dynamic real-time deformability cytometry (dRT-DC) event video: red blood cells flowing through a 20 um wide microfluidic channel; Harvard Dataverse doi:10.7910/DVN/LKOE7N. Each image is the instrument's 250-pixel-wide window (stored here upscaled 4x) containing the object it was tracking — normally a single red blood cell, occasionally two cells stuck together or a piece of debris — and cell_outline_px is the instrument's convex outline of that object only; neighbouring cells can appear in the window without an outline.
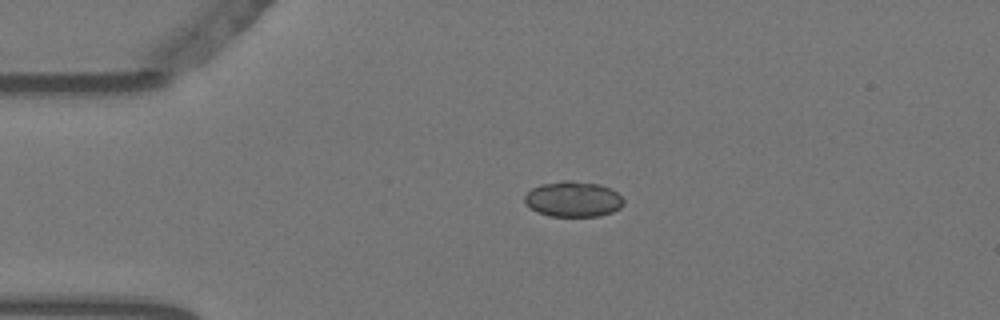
{"species": "Egyptian fruit bat (a non-hibernating species)", "species_latin": "Rousettus aegyptiacus", "temperature_condition": "warm", "stored_images_in_passage": 46, "camera_frame_rate_fps": 3000, "um_per_image_px": 0.085, "animal": {"sex": "female"}, "frame": {"image": 1, "passage_image": 1, "time_ms": 0.0, "image_size_px": [1000, 320], "cell_outline_px": [[624, 204], [620, 208], [612, 212], [600, 216], [548, 216], [536, 212], [524, 204], [524, 196], [532, 188], [540, 184], [564, 180], [572, 180], [600, 184], [612, 188], [624, 200]], "centroid_in_image_um": [48.7, 16.92], "position_along_channel_um": 36.3, "area_um2": 20.81}}
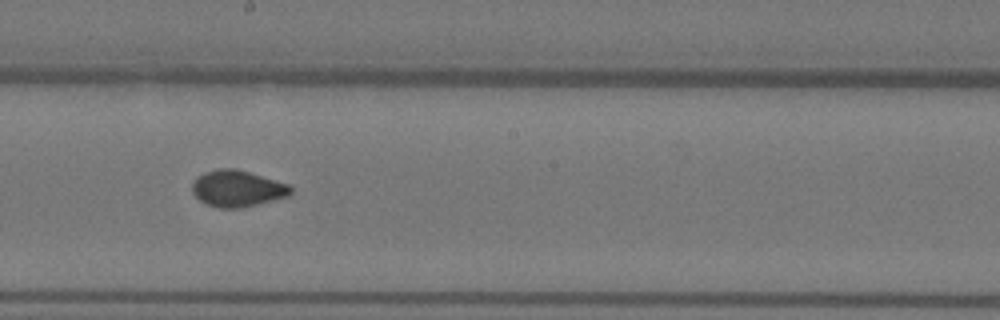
{"frame": {"image": 2, "passage_image": 20, "time_ms": 6.333, "image_size_px": [1000, 320], "cell_outline_px": [[292, 192], [288, 196], [240, 208], [220, 208], [204, 204], [192, 192], [192, 184], [196, 176], [204, 172], [216, 168], [236, 168], [288, 184], [292, 188]], "centroid_in_image_um": [20.13, 16.01], "position_along_channel_um": 228.1, "area_um2": 20.92}}
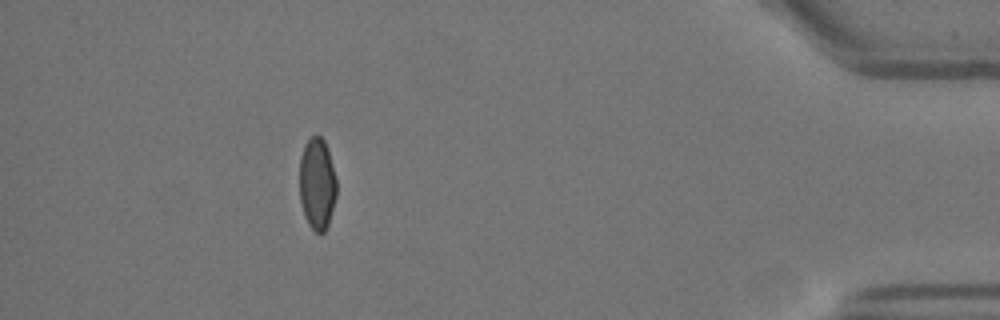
{"frame": {"image": 3, "passage_image": 40, "time_ms": 13.0, "image_size_px": [1000, 320], "cell_outline_px": [[336, 196], [328, 224], [324, 232], [316, 232], [308, 224], [300, 200], [300, 156], [304, 144], [312, 136], [320, 136], [324, 140], [328, 148], [336, 180]], "centroid_in_image_um": [26.95, 15.59], "position_along_channel_um": 408.2, "area_um2": 19.65}, "authors_computed_cell_mechanics": {"area_um2": 20.3745, "velocity_mm_per_s": 3.5341, "shape_relaxation_time_tau1_ms": null, "shape_relaxation_time_tau2_ms": 0.882, "deformation_change_tau1": null, "deformation_change_tau2": 0.0444}}